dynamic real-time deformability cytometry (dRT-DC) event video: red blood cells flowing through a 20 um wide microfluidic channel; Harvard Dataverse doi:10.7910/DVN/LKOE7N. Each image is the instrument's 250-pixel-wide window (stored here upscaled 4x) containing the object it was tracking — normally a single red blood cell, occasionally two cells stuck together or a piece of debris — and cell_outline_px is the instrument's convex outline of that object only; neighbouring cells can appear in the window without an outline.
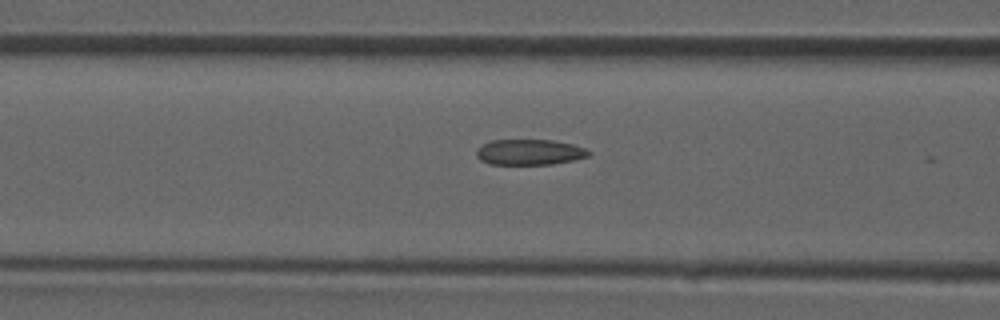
{"species": "common noctule bat (a hibernating species)", "species_latin": "Nyctalus noctula", "temperature_condition": "room temperature", "stored_images_in_passage": 34, "camera_frame_rate_fps": 3000, "um_per_image_px": 0.085, "animal": {"sex": "male", "forearm_length_mm": 52.5}, "frame": {"image": 1, "passage_image": 15, "time_ms": 4.667, "image_size_px": [1000, 320], "cell_outline_px": [[592, 152], [588, 156], [576, 160], [552, 164], [492, 164], [480, 160], [476, 156], [476, 148], [492, 140], [552, 140], [572, 144], [584, 148]], "centroid_in_image_um": [45.01, 12.93], "position_along_channel_um": 121.6, "area_um2": 16.76}}